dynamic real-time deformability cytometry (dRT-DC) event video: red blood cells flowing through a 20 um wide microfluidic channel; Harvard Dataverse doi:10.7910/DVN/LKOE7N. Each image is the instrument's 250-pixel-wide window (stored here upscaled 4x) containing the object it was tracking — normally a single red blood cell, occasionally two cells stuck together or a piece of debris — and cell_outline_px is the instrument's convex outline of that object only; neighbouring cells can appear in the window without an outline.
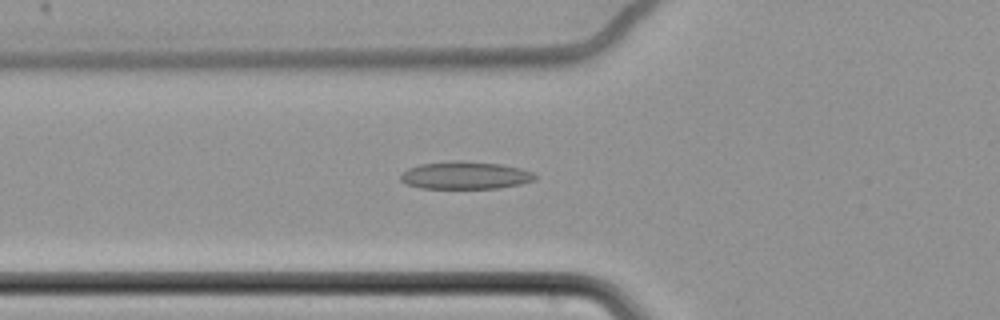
{"species": "common noctule bat (a hibernating species)", "species_latin": "Nyctalus noctula", "temperature_condition": "cold", "stored_images_in_passage": 64, "camera_frame_rate_fps": 3000, "um_per_image_px": 0.085, "animal": {"sex": "female", "body_mass_g": 22.7, "forearm_length_mm": 54.2}, "frame": {"image": 1, "passage_image": 26, "time_ms": 8.333, "image_size_px": [1000, 320], "cell_outline_px": [[536, 180], [520, 184], [500, 188], [420, 188], [408, 184], [400, 180], [400, 176], [408, 168], [420, 164], [456, 160], [464, 160], [500, 164], [520, 168], [532, 172], [536, 176]], "centroid_in_image_um": [39.56, 14.9], "position_along_channel_um": 86.2, "area_um2": 21.62}}
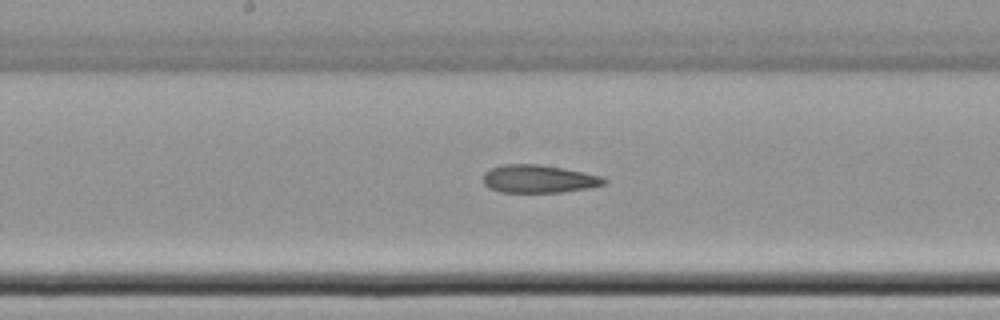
{"frame": {"image": 2, "passage_image": 36, "time_ms": 11.667, "image_size_px": [1000, 320], "cell_outline_px": [[608, 180], [604, 184], [588, 188], [564, 192], [500, 192], [488, 188], [484, 184], [484, 172], [500, 164], [540, 164], [564, 168], [600, 176]], "centroid_in_image_um": [45.76, 15.2], "position_along_channel_um": 202.4, "area_um2": 19.71}}
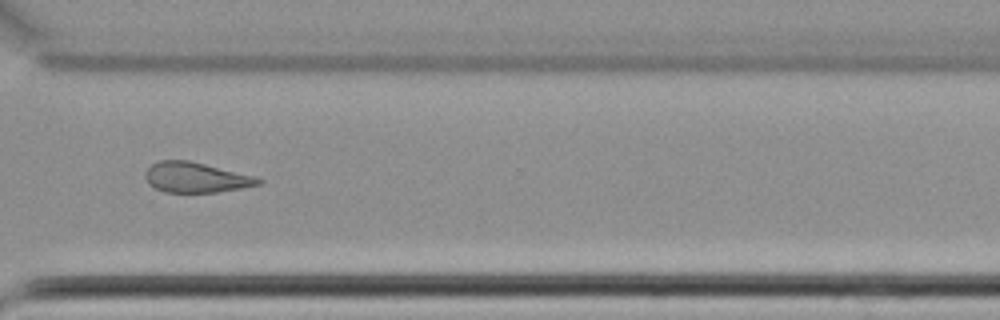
{"frame": {"image": 3, "passage_image": 49, "time_ms": 16.0, "image_size_px": [1000, 320], "cell_outline_px": [[264, 180], [260, 184], [240, 188], [216, 192], [164, 192], [148, 184], [144, 176], [144, 172], [152, 164], [160, 160], [188, 160], [252, 176]], "centroid_in_image_um": [16.58, 15.08], "position_along_channel_um": 354.0, "area_um2": 19.59}, "authors_computed_cell_mechanics": {"area_um2": 21.675, "velocity_mm_per_s": 3.4871, "shape_relaxation_time_tau1_ms": null, "shape_relaxation_time_tau2_ms": 9.4457, "deformation_change_tau1": null, "deformation_change_tau2": 0.192}}